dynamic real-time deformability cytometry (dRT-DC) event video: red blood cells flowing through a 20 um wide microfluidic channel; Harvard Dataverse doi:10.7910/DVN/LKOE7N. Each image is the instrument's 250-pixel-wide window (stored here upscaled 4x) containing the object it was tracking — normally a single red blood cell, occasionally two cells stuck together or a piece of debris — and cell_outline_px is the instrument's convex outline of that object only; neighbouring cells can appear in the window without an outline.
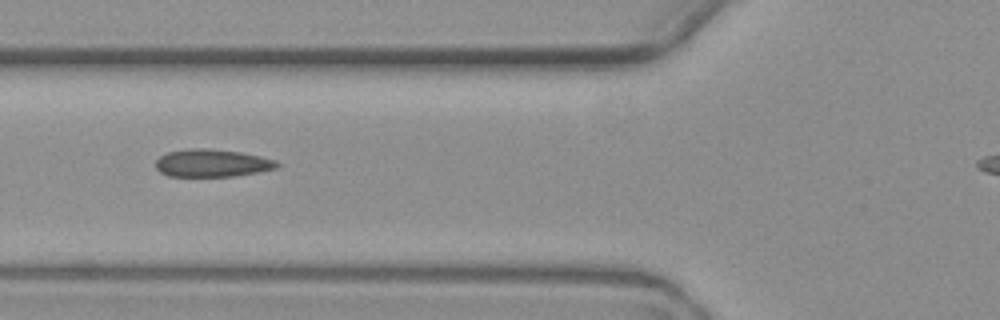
{"species": "common noctule bat (a hibernating species)", "species_latin": "Nyctalus noctula", "temperature_condition": "warm", "stored_images_in_passage": 10, "camera_frame_rate_fps": 3000, "um_per_image_px": 0.085, "animal": {"sex": "female", "body_mass_g": 19.3, "forearm_length_mm": 54.1}, "frame": {"image": 1, "passage_image": 2, "time_ms": 1.333, "image_size_px": [1000, 320], "cell_outline_px": [[280, 164], [276, 168], [236, 176], [168, 176], [160, 172], [156, 168], [156, 160], [160, 156], [168, 152], [188, 148], [208, 148], [240, 152], [260, 156], [276, 160]], "centroid_in_image_um": [18.01, 13.85], "position_along_channel_um": 107.8, "area_um2": 19.54}}
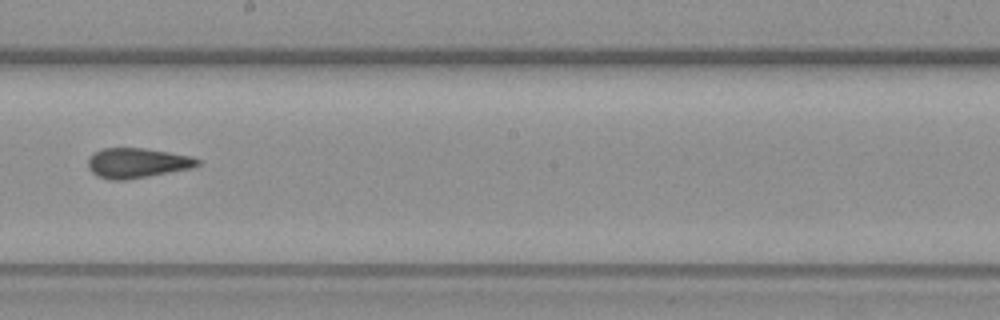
{"frame": {"image": 2, "passage_image": 5, "time_ms": 5.0, "image_size_px": [1000, 320], "cell_outline_px": [[200, 164], [192, 168], [148, 176], [124, 180], [108, 180], [96, 176], [88, 168], [88, 160], [92, 152], [104, 148], [144, 148], [192, 156], [200, 160]], "centroid_in_image_um": [11.63, 13.85], "position_along_channel_um": 236.6, "area_um2": 19.19}}
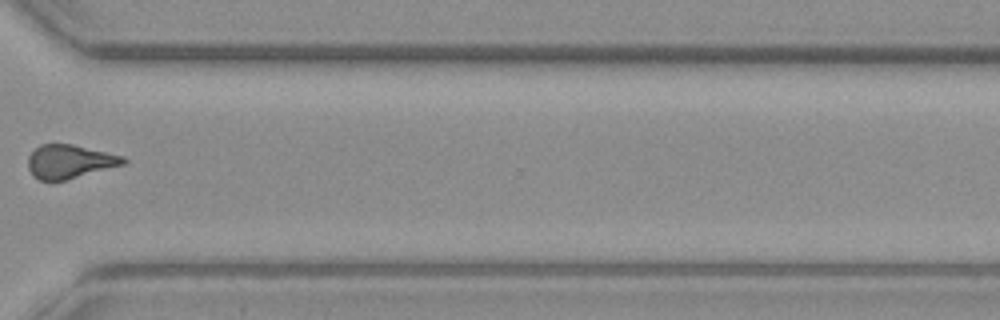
{"frame": {"image": 3, "passage_image": 8, "time_ms": 8.667, "image_size_px": [1000, 320], "cell_outline_px": [[128, 160], [124, 164], [68, 180], [52, 184], [40, 180], [32, 176], [28, 168], [28, 156], [40, 144], [72, 144], [124, 156]], "centroid_in_image_um": [5.89, 13.77], "position_along_channel_um": 364.7, "area_um2": 19.13}}